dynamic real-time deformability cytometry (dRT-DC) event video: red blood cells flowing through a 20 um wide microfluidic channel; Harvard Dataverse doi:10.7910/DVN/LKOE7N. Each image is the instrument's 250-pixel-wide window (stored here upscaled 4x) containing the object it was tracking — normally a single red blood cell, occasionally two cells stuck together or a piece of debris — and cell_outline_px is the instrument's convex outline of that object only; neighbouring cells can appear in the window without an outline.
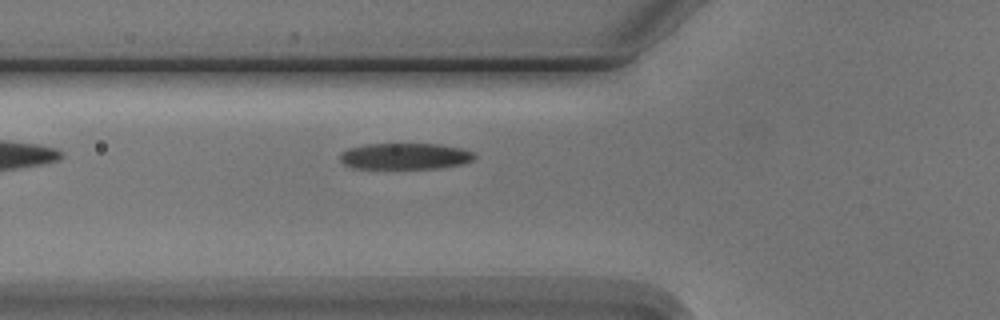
{"species": "Egyptian fruit bat (a non-hibernating species)", "species_latin": "Rousettus aegyptiacus", "temperature_condition": "cold", "stored_images_in_passage": 3, "camera_frame_rate_fps": 3000, "um_per_image_px": 0.085, "animal": {"sex": "male"}, "frame": {"image": 1, "passage_image": 3, "time_ms": 2.667, "image_size_px": [1000, 320], "cell_outline_px": [[476, 156], [472, 160], [460, 164], [440, 168], [352, 168], [344, 164], [340, 160], [340, 152], [348, 148], [364, 144], [440, 144], [464, 148], [472, 152]], "centroid_in_image_um": [34.41, 13.27], "position_along_channel_um": 91.4, "area_um2": 20.63}}